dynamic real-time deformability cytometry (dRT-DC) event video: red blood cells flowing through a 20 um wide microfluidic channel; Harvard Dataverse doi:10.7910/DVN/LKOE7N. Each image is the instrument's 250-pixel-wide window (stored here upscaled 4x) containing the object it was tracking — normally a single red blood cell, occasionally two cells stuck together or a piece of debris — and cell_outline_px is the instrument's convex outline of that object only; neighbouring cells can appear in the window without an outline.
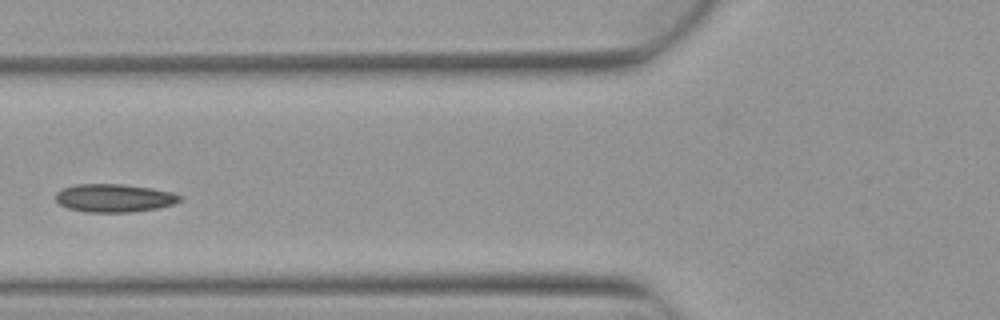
{"species": "Egyptian fruit bat (a non-hibernating species)", "species_latin": "Rousettus aegyptiacus", "temperature_condition": "warm", "stored_images_in_passage": 4, "camera_frame_rate_fps": 3000, "um_per_image_px": 0.085, "animal": {"sex": "female"}, "frame": {"image": 1, "passage_image": 4, "time_ms": 1.0, "image_size_px": [1000, 320], "cell_outline_px": [[184, 196], [180, 200], [172, 204], [156, 208], [132, 212], [88, 212], [68, 208], [60, 204], [56, 200], [56, 192], [60, 188], [76, 184], [124, 184], [152, 188], [172, 192]], "centroid_in_image_um": [9.69, 16.82], "position_along_channel_um": 116.1, "area_um2": 20.4}}